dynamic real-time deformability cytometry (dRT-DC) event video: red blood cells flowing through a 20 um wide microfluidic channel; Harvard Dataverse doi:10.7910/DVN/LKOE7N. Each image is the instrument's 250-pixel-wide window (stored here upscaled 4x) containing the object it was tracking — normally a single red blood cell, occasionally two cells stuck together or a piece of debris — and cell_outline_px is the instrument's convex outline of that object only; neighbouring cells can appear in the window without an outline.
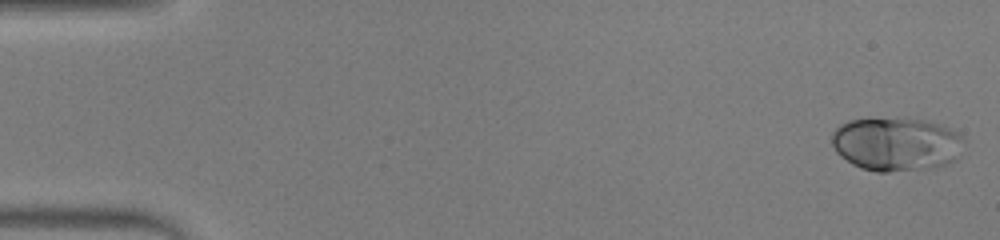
{"species": "human", "species_latin": "Homo sapiens", "temperature_condition": "warm", "stored_images_in_passage": 47, "camera_frame_rate_fps": 3000, "um_per_image_px": 0.085, "donor": {"sex": "male"}, "frame": {"image": 1, "passage_image": 1, "time_ms": 0.0, "image_size_px": [1000, 240], "cell_outline_px": [[964, 140], [956, 160], [948, 164], [932, 168], [888, 172], [876, 172], [860, 168], [852, 164], [840, 156], [836, 152], [832, 144], [832, 132], [840, 124], [848, 120], [920, 120], [936, 124], [960, 132]], "centroid_in_image_um": [76.18, 12.29], "position_along_channel_um": 8.8, "area_um2": 40.92}}
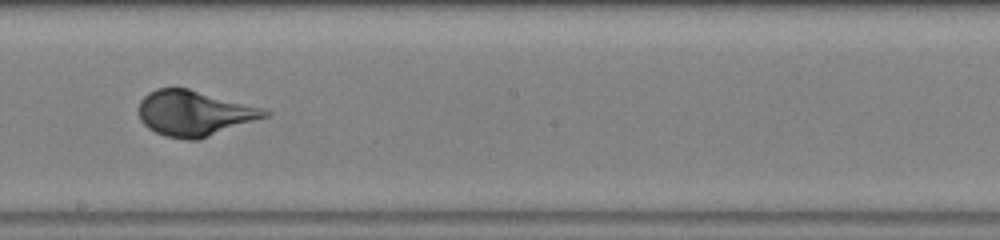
{"frame": {"image": 2, "passage_image": 27, "time_ms": 8.667, "image_size_px": [1000, 240], "cell_outline_px": [[272, 112], [268, 116], [200, 140], [188, 140], [164, 136], [148, 128], [140, 120], [140, 100], [148, 92], [156, 88], [188, 88], [264, 108]], "centroid_in_image_um": [16.53, 9.63], "position_along_channel_um": 231.7, "area_um2": 33.41}}
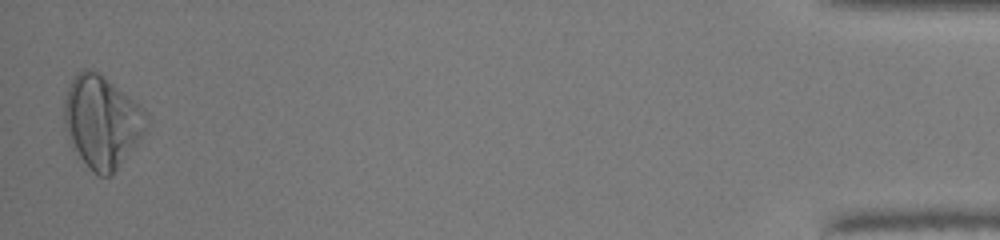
{"frame": {"image": 3, "passage_image": 47, "time_ms": 15.333, "image_size_px": [1000, 240], "cell_outline_px": [[144, 132], [136, 144], [112, 176], [100, 176], [92, 172], [72, 148], [64, 124], [64, 100], [68, 88], [76, 72], [84, 68], [92, 68], [104, 76], [128, 96], [140, 108], [144, 128]], "centroid_in_image_um": [8.57, 10.35], "position_along_channel_um": 426.6, "area_um2": 43.29}, "authors_computed_cell_mechanics": {"area_um2": 35.836, "velocity_mm_per_s": 4.2793, "shape_relaxation_time_tau1_ms": 2.9992, "shape_relaxation_time_tau2_ms": null, "deformation_change_tau1": 0.1967, "deformation_change_tau2": null}}